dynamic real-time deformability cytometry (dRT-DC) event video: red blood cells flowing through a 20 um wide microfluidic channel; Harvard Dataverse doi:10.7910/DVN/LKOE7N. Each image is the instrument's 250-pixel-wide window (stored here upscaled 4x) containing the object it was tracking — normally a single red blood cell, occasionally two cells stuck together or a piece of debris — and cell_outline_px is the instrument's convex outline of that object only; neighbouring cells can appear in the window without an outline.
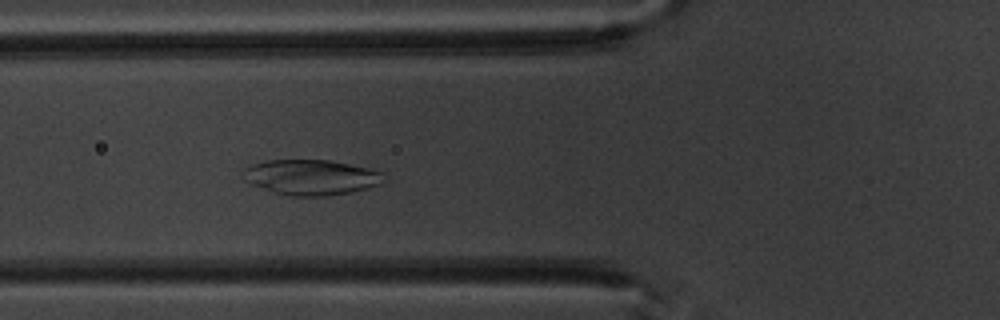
{"species": "common noctule bat (a hibernating species)", "species_latin": "Nyctalus noctula", "temperature_condition": "warm", "stored_images_in_passage": 5, "camera_frame_rate_fps": 3000, "um_per_image_px": 0.085, "animal": {"sex": "male", "body_mass_g": 20.1, "forearm_length_mm": 53.5}, "frame": {"image": 1, "passage_image": 5, "time_ms": 4.667, "image_size_px": [1000, 320], "cell_outline_px": [[380, 184], [368, 188], [352, 192], [328, 196], [292, 196], [276, 192], [252, 184], [244, 180], [240, 172], [244, 168], [252, 164], [268, 160], [328, 160], [368, 168], [380, 172]], "centroid_in_image_um": [26.37, 15.07], "position_along_channel_um": 99.4, "area_um2": 28.61}}